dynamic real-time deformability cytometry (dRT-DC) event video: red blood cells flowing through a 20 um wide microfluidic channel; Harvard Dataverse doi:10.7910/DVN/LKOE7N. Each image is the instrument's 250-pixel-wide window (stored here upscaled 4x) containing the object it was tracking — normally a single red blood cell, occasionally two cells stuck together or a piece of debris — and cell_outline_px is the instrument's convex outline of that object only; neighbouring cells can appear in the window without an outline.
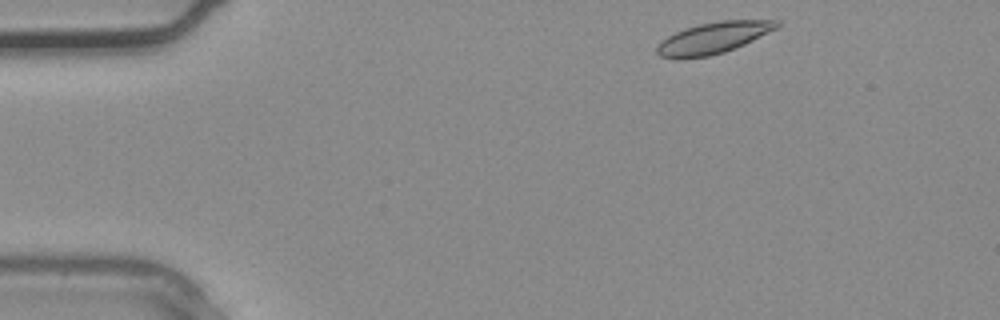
{"species": "common noctule bat (a hibernating species)", "species_latin": "Nyctalus noctula", "temperature_condition": "warm", "stored_images_in_passage": 2, "camera_frame_rate_fps": 3000, "um_per_image_px": 0.085, "animal": {"sex": "male", "body_mass_g": 20.4}, "frame": {"image": 1, "passage_image": 1, "time_ms": 0.0, "image_size_px": [1000, 320], "cell_outline_px": [[780, 24], [776, 28], [744, 44], [724, 52], [708, 56], [660, 56], [656, 52], [656, 48], [668, 36], [676, 32], [700, 24], [720, 20], [780, 20]], "centroid_in_image_um": [60.7, 3.18], "position_along_channel_um": 24.3, "area_um2": 20.92}}